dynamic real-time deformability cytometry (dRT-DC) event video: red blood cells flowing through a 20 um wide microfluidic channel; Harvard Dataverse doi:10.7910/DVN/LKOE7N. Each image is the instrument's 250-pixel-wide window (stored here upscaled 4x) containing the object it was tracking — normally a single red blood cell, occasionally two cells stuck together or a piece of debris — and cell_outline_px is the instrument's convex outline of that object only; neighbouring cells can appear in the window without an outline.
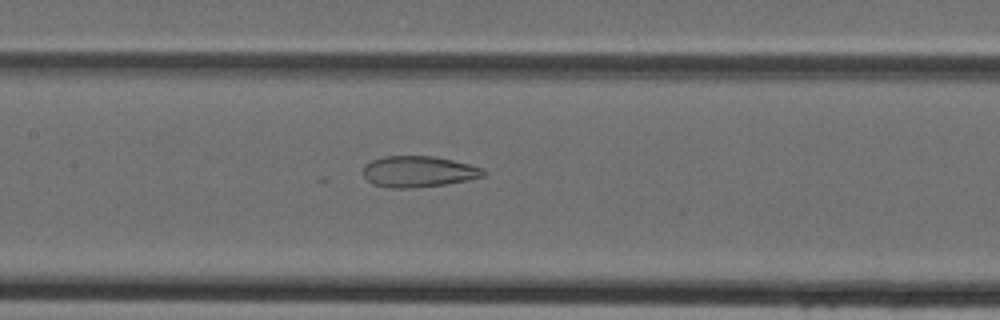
{"species": "Egyptian fruit bat (a non-hibernating species)", "species_latin": "Rousettus aegyptiacus", "temperature_condition": "cold", "stored_images_in_passage": 38, "camera_frame_rate_fps": 3000, "um_per_image_px": 0.085, "animal": {"sex": "female"}, "frame": {"image": 1, "passage_image": 14, "time_ms": 4.333, "image_size_px": [1000, 320], "cell_outline_px": [[488, 172], [484, 176], [468, 180], [444, 184], [412, 188], [392, 188], [372, 184], [364, 176], [364, 164], [372, 160], [384, 156], [432, 156], [452, 160], [484, 168]], "centroid_in_image_um": [35.58, 14.58], "position_along_channel_um": 171.8, "area_um2": 21.79}}
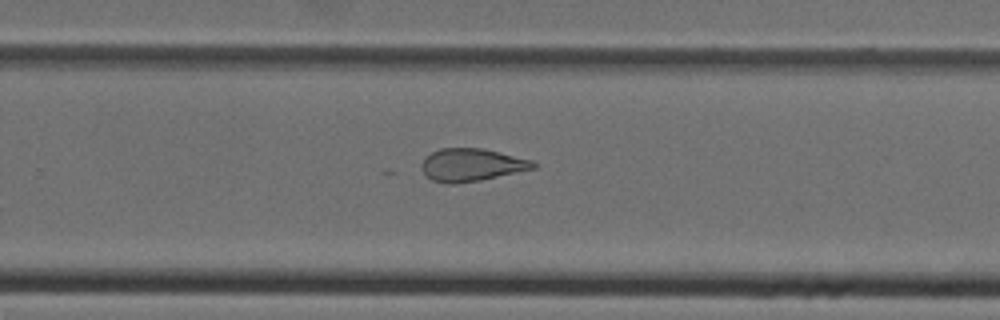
{"frame": {"image": 2, "passage_image": 22, "time_ms": 7.0, "image_size_px": [1000, 320], "cell_outline_px": [[536, 168], [480, 180], [452, 184], [444, 184], [432, 180], [424, 172], [420, 164], [432, 152], [440, 148], [484, 148], [532, 160], [536, 164]], "centroid_in_image_um": [40.09, 14.01], "position_along_channel_um": 289.7, "area_um2": 21.15}}
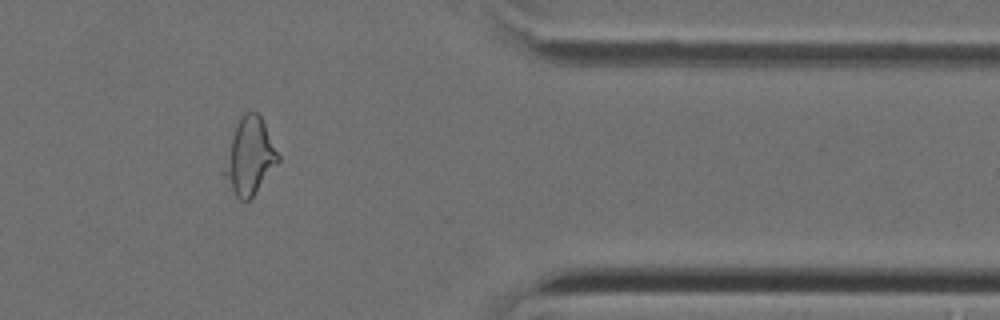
{"frame": {"image": 3, "passage_image": 30, "time_ms": 9.667, "image_size_px": [1000, 320], "cell_outline_px": [[280, 160], [252, 196], [248, 200], [240, 200], [236, 196], [220, 176], [220, 172], [232, 136], [240, 116], [244, 112], [256, 112], [260, 116], [280, 156]], "centroid_in_image_um": [21.16, 13.32], "position_along_channel_um": 390.2, "area_um2": 23.93}}